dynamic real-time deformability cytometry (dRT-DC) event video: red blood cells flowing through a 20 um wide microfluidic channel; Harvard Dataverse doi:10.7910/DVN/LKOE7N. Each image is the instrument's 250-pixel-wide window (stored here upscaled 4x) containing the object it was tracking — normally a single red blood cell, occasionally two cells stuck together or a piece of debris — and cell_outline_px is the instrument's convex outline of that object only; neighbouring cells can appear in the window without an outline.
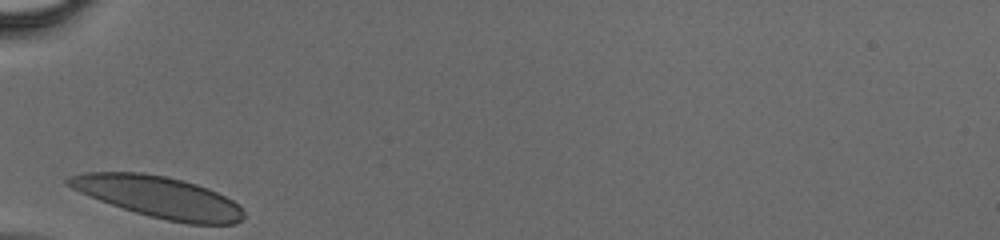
{"species": "human", "species_latin": "Homo sapiens", "temperature_condition": "cold", "stored_images_in_passage": 23, "camera_frame_rate_fps": 3000, "um_per_image_px": 0.085, "donor": {"sex": "male"}, "frame": {"image": 1, "passage_image": 1, "time_ms": 0.0, "image_size_px": [1000, 240], "cell_outline_px": [[244, 216], [236, 224], [188, 224], [148, 216], [100, 200], [80, 192], [64, 184], [64, 180], [68, 176], [84, 172], [144, 172], [184, 180], [208, 188], [232, 200], [244, 212]], "centroid_in_image_um": [13.46, 16.73], "position_along_channel_um": 71.5, "area_um2": 42.08}}
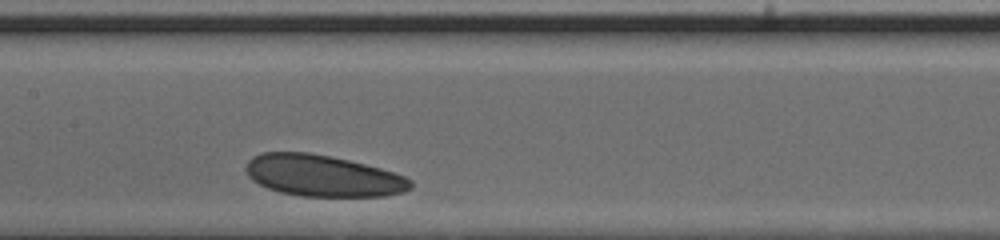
{"frame": {"image": 2, "passage_image": 9, "time_ms": 2.667, "image_size_px": [1000, 240], "cell_outline_px": [[412, 188], [404, 192], [384, 196], [304, 196], [280, 192], [268, 188], [252, 180], [248, 176], [244, 168], [248, 160], [252, 156], [264, 152], [308, 152], [348, 160], [380, 168], [404, 176], [412, 180]], "centroid_in_image_um": [27.42, 14.94], "position_along_channel_um": 180.0, "area_um2": 39.71}}
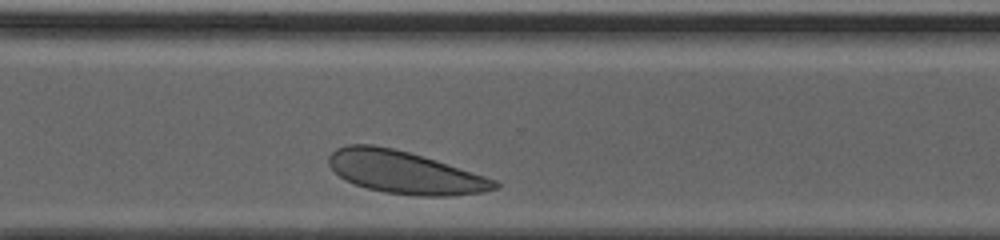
{"frame": {"image": 3, "passage_image": 20, "time_ms": 6.333, "image_size_px": [1000, 240], "cell_outline_px": [[500, 184], [496, 188], [480, 192], [448, 196], [416, 196], [384, 192], [368, 188], [344, 180], [328, 164], [328, 156], [336, 148], [348, 144], [372, 144], [392, 148], [408, 152], [436, 160], [496, 180]], "centroid_in_image_um": [34.36, 14.64], "position_along_channel_um": 336.2, "area_um2": 40.75}}